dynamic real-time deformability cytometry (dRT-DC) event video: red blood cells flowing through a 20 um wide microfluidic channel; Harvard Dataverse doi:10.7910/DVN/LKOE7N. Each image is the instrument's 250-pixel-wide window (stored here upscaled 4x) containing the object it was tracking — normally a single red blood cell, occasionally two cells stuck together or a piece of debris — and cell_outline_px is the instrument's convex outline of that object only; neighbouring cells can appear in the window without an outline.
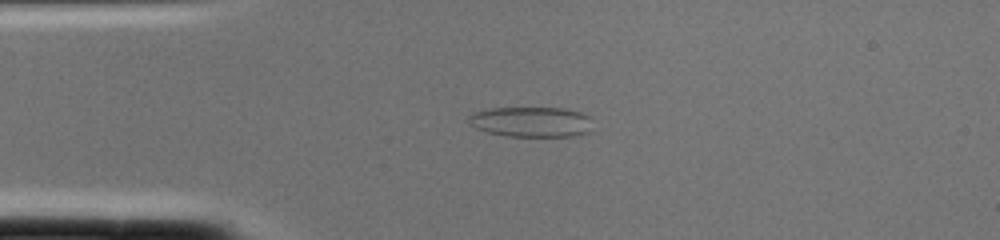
{"species": "common noctule bat (a hibernating species)", "species_latin": "Nyctalus noctula", "temperature_condition": "cold", "stored_images_in_passage": 1, "camera_frame_rate_fps": 3000, "um_per_image_px": 0.085, "animal": {"sex": "female", "body_mass_g": 22.0, "forearm_length_mm": 56.7}, "frame": {"image": 1, "passage_image": 1, "time_ms": 0.0, "image_size_px": [1000, 240], "cell_outline_px": [[588, 132], [580, 136], [504, 136], [488, 132], [476, 128], [468, 124], [468, 116], [472, 112], [488, 108], [564, 108], [580, 112], [588, 116]], "centroid_in_image_um": [45.07, 10.36], "position_along_channel_um": 39.9, "area_um2": 21.85}}